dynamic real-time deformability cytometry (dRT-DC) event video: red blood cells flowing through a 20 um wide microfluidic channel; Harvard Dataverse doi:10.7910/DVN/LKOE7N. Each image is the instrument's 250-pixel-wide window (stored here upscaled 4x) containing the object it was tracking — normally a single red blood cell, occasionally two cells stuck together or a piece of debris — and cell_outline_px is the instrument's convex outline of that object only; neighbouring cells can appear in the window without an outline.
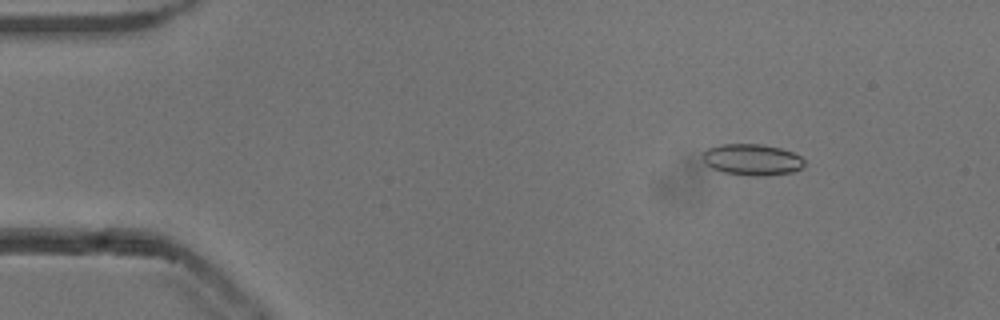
{"species": "common noctule bat (a hibernating species)", "species_latin": "Nyctalus noctula", "temperature_condition": "cold", "stored_images_in_passage": 52, "camera_frame_rate_fps": 3000, "um_per_image_px": 0.085, "animal": {"sex": "male", "body_mass_g": 13.3}, "frame": {"image": 1, "passage_image": 6, "time_ms": 1.667, "image_size_px": [1000, 320], "cell_outline_px": [[804, 164], [800, 168], [792, 172], [764, 176], [752, 176], [724, 172], [712, 168], [700, 156], [708, 148], [720, 144], [760, 144], [780, 148], [792, 152], [800, 156], [804, 160]], "centroid_in_image_um": [63.92, 13.56], "position_along_channel_um": 21.1, "area_um2": 18.44}}
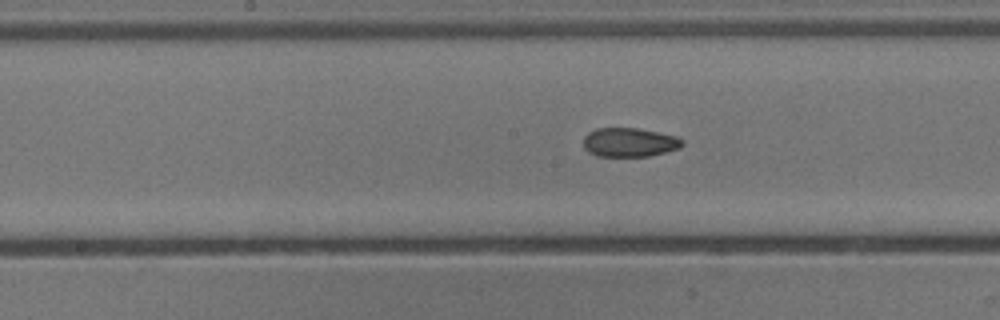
{"frame": {"image": 2, "passage_image": 26, "time_ms": 8.333, "image_size_px": [1000, 320], "cell_outline_px": [[684, 144], [680, 148], [648, 156], [596, 156], [588, 152], [584, 148], [584, 136], [588, 132], [596, 128], [636, 128], [676, 136], [684, 140]], "centroid_in_image_um": [53.48, 12.1], "position_along_channel_um": 194.7, "area_um2": 16.7}}
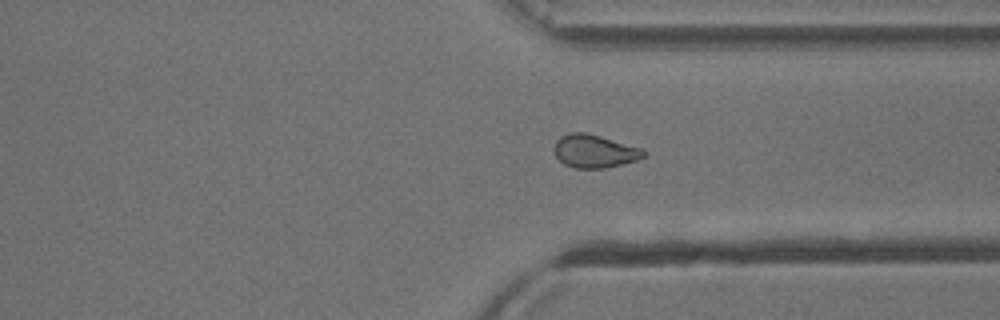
{"frame": {"image": 3, "passage_image": 39, "time_ms": 12.667, "image_size_px": [1000, 320], "cell_outline_px": [[644, 156], [636, 160], [604, 168], [576, 168], [564, 164], [556, 156], [552, 148], [556, 140], [560, 136], [572, 132], [588, 132], [644, 148]], "centroid_in_image_um": [50.51, 12.82], "position_along_channel_um": 360.9, "area_um2": 17.4}, "authors_computed_cell_mechanics": {"area_um2": 17.9469, "velocity_mm_per_s": 3.8552, "shape_relaxation_time_tau1_ms": null, "shape_relaxation_time_tau2_ms": 2.9433, "deformation_change_tau1": null, "deformation_change_tau2": 0.0692}}